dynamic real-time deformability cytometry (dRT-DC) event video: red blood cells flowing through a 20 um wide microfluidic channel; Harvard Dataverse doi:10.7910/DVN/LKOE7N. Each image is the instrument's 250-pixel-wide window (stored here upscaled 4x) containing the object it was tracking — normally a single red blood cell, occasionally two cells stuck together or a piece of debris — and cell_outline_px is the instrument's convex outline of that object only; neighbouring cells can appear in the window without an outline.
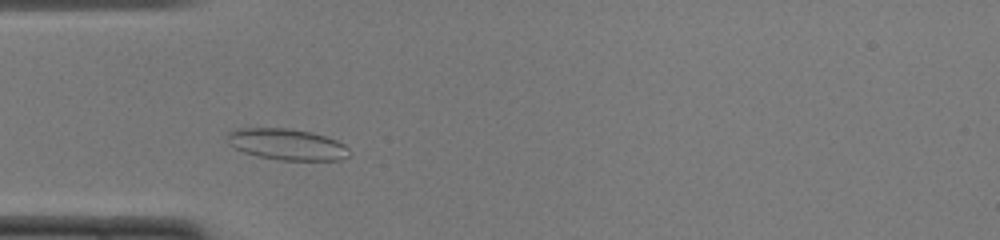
{"species": "common noctule bat (a hibernating species)", "species_latin": "Nyctalus noctula", "temperature_condition": "cold", "stored_images_in_passage": 42, "camera_frame_rate_fps": 3000, "um_per_image_px": 0.085, "animal": {"sex": "female", "body_mass_g": 22.0, "forearm_length_mm": 56.7}, "frame": {"image": 1, "passage_image": 6, "time_ms": 1.667, "image_size_px": [1000, 240], "cell_outline_px": [[348, 156], [340, 160], [280, 160], [260, 156], [244, 152], [228, 144], [224, 136], [228, 132], [236, 128], [292, 128], [312, 132], [336, 140], [344, 144], [348, 148]], "centroid_in_image_um": [24.34, 12.25], "position_along_channel_um": 60.7, "area_um2": 22.31}}
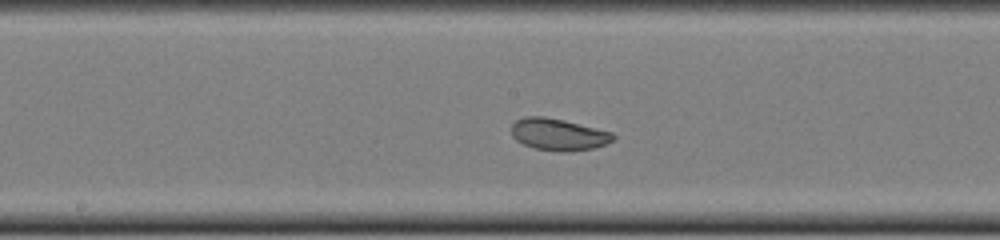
{"frame": {"image": 2, "passage_image": 17, "time_ms": 5.333, "image_size_px": [1000, 240], "cell_outline_px": [[616, 136], [612, 140], [604, 144], [592, 148], [568, 152], [560, 152], [536, 148], [524, 144], [516, 140], [512, 136], [512, 124], [516, 120], [524, 116], [544, 116], [564, 120], [612, 132]], "centroid_in_image_um": [47.44, 11.42], "position_along_channel_um": 200.8, "area_um2": 18.79}}
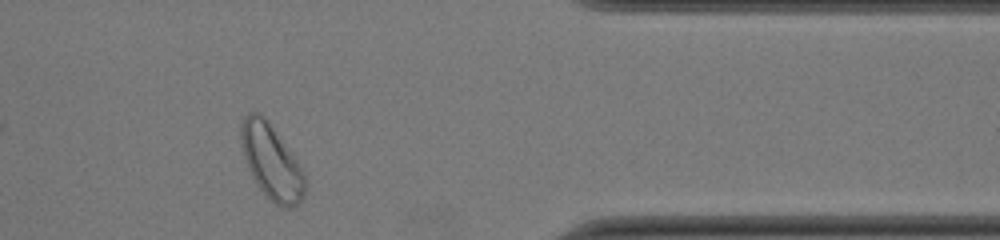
{"frame": {"image": 3, "passage_image": 33, "time_ms": 10.667, "image_size_px": [1000, 240], "cell_outline_px": [[304, 196], [300, 204], [292, 208], [284, 208], [276, 204], [256, 184], [248, 168], [244, 156], [240, 140], [240, 124], [244, 116], [248, 112], [260, 112], [296, 160], [304, 172]], "centroid_in_image_um": [23.05, 13.77], "position_along_channel_um": 388.4, "area_um2": 27.34}, "authors_computed_cell_mechanics": {"area_um2": 20.9814, "velocity_mm_per_s": 3.8785, "shape_relaxation_time_tau1_ms": 4.1805, "shape_relaxation_time_tau2_ms": 3.533, "deformation_change_tau1": 0.101, "deformation_change_tau2": 0.0799}}